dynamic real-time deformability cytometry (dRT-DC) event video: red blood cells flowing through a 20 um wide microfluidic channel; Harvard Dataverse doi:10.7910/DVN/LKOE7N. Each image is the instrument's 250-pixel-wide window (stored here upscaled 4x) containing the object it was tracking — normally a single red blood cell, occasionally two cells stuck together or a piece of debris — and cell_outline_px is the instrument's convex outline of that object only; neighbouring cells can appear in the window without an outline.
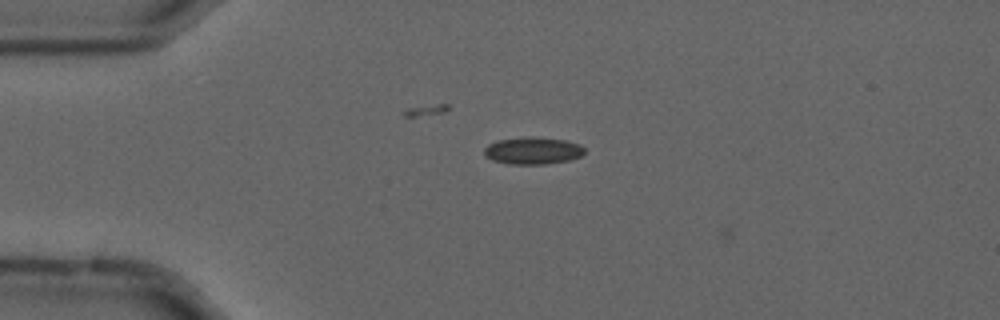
{"species": "common noctule bat (a hibernating species)", "species_latin": "Nyctalus noctula", "temperature_condition": "cold", "stored_images_in_passage": 2, "camera_frame_rate_fps": 3000, "um_per_image_px": 0.085, "animal": {"sex": "male", "forearm_length_mm": 52.5}, "frame": {"image": 1, "passage_image": 1, "time_ms": 0.0, "image_size_px": [1000, 320], "cell_outline_px": [[584, 152], [580, 156], [568, 160], [544, 164], [508, 164], [492, 160], [484, 156], [484, 148], [488, 144], [496, 140], [524, 136], [532, 136], [564, 140], [580, 144], [584, 148]], "centroid_in_image_um": [45.24, 12.79], "position_along_channel_um": 39.8, "area_um2": 16.01}}